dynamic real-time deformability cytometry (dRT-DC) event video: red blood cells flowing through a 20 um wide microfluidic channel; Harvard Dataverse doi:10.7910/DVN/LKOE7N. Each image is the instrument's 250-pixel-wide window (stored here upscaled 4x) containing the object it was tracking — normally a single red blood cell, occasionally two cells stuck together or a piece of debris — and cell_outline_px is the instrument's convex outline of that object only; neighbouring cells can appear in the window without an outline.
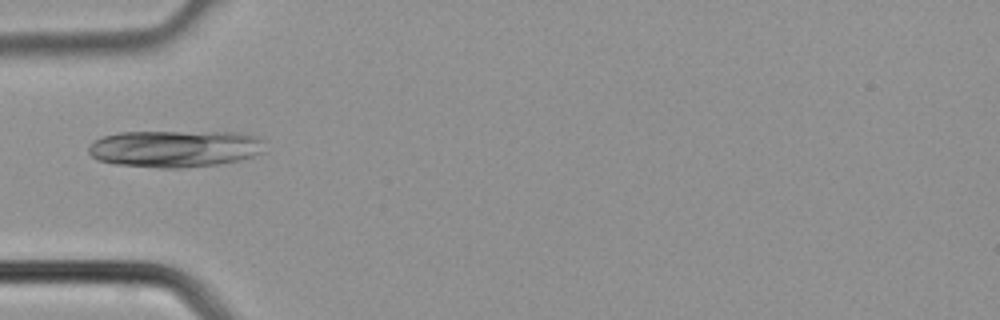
{"species": "common noctule bat (a hibernating species)", "species_latin": "Nyctalus noctula", "temperature_condition": "cold", "stored_images_in_passage": 3, "camera_frame_rate_fps": 3000, "um_per_image_px": 0.085, "animal": {"sex": "male", "body_mass_g": 21.5, "forearm_length_mm": 52.0}, "frame": {"image": 1, "passage_image": 3, "time_ms": 0.667, "image_size_px": [1000, 320], "cell_outline_px": [[264, 152], [240, 160], [220, 164], [180, 168], [160, 168], [116, 164], [96, 160], [88, 152], [88, 148], [100, 136], [120, 132], [244, 132], [260, 136], [264, 140]], "centroid_in_image_um": [14.92, 12.62], "position_along_channel_um": 70.1, "area_um2": 38.49}}